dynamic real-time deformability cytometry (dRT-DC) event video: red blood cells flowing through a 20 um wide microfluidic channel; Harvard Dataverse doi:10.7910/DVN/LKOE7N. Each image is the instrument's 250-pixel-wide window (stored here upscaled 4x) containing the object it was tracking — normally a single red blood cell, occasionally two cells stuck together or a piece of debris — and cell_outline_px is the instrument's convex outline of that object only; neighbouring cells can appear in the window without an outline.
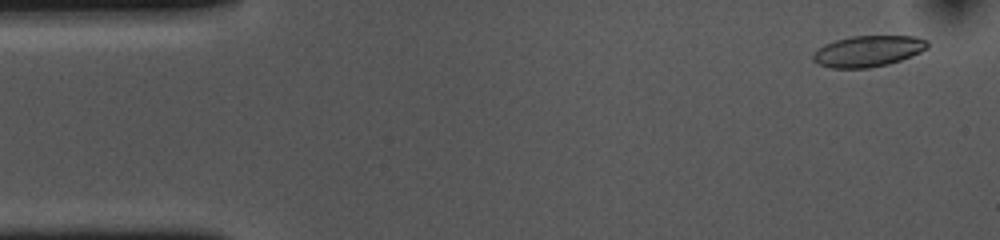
{"species": "common noctule bat (a hibernating species)", "species_latin": "Nyctalus noctula", "temperature_condition": "cold", "stored_images_in_passage": 54, "camera_frame_rate_fps": 3000, "um_per_image_px": 0.085, "animal": {"sex": "female", "body_mass_g": 10.0, "forearm_length_mm": 53.1}, "frame": {"image": 1, "passage_image": 3, "time_ms": 0.667, "image_size_px": [1000, 240], "cell_outline_px": [[928, 48], [912, 56], [888, 64], [868, 68], [832, 68], [820, 64], [812, 60], [812, 56], [816, 48], [824, 44], [836, 40], [852, 36], [916, 36], [928, 40]], "centroid_in_image_um": [73.78, 4.34], "position_along_channel_um": 11.2, "area_um2": 20.81}}
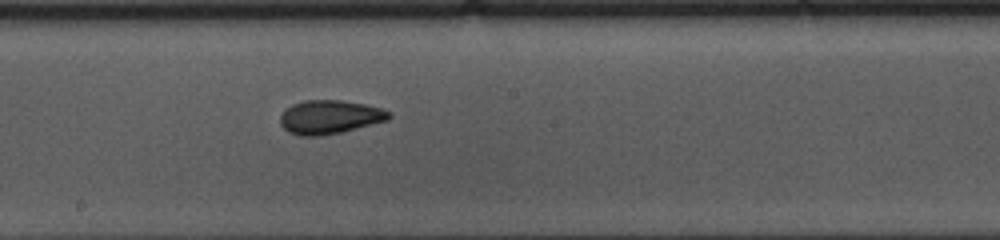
{"frame": {"image": 2, "passage_image": 28, "time_ms": 9.0, "image_size_px": [1000, 240], "cell_outline_px": [[392, 116], [388, 120], [340, 132], [320, 136], [300, 136], [288, 132], [280, 124], [280, 116], [292, 104], [304, 100], [340, 100], [364, 104], [380, 108], [388, 112]], "centroid_in_image_um": [28.0, 9.95], "position_along_channel_um": 220.2, "area_um2": 21.15}}
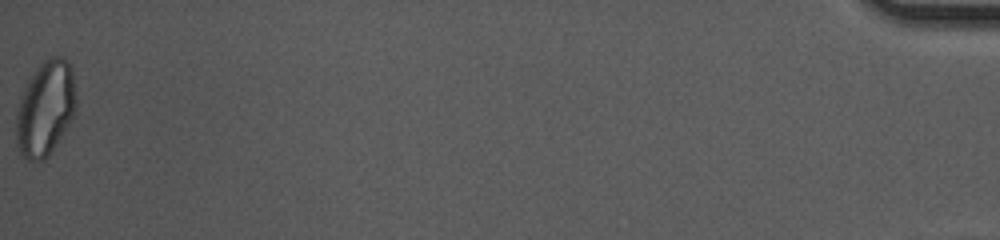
{"frame": {"image": 3, "passage_image": 54, "time_ms": 17.667, "image_size_px": [1000, 240], "cell_outline_px": [[76, 108], [64, 132], [48, 156], [44, 160], [28, 160], [20, 152], [16, 140], [16, 112], [20, 96], [24, 84], [36, 68], [44, 60], [52, 56], [64, 56], [68, 60], [72, 68], [76, 96]], "centroid_in_image_um": [3.85, 9.17], "position_along_channel_um": 431.4, "area_um2": 33.35}, "authors_computed_cell_mechanics": {"area_um2": 21.1548, "velocity_mm_per_s": 3.6633, "shape_relaxation_time_tau1_ms": null, "shape_relaxation_time_tau2_ms": 2.3586, "deformation_change_tau1": null, "deformation_change_tau2": 0.0723}}